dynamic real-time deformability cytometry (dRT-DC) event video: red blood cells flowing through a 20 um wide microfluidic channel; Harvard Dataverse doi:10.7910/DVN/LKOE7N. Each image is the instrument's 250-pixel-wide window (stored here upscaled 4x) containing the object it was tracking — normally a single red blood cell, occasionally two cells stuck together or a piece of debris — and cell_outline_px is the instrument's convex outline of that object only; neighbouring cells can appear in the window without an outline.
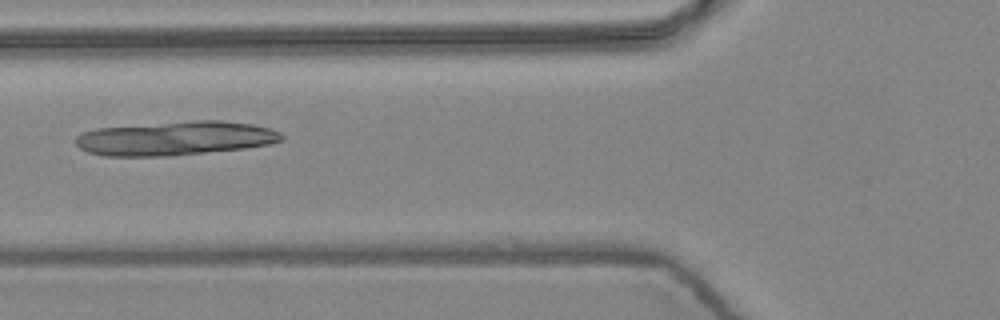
{"species": "common noctule bat (a hibernating species)", "species_latin": "Nyctalus noctula", "temperature_condition": "warm", "stored_images_in_passage": 6, "camera_frame_rate_fps": 3000, "um_per_image_px": 0.085, "animal": {"sex": "female", "body_mass_g": 24.6, "forearm_length_mm": 56.2}, "frame": {"image": 1, "passage_image": 6, "time_ms": 1.667, "image_size_px": [1000, 320], "cell_outline_px": [[284, 140], [272, 144], [244, 148], [168, 156], [104, 156], [88, 152], [80, 148], [76, 144], [76, 136], [84, 132], [96, 128], [196, 120], [220, 120], [252, 124], [268, 128], [280, 132], [284, 136]], "centroid_in_image_um": [14.92, 11.76], "position_along_channel_um": 110.9, "area_um2": 40.81}}